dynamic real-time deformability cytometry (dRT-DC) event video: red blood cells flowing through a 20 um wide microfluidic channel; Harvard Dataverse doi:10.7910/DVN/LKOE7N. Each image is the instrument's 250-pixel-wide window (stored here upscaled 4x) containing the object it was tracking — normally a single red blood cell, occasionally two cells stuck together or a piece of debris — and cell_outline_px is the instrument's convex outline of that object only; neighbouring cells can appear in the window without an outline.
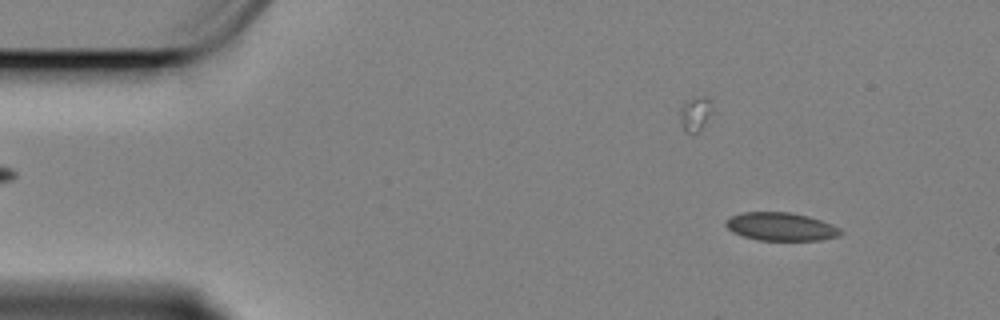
{"species": "Egyptian fruit bat (a non-hibernating species)", "species_latin": "Rousettus aegyptiacus", "temperature_condition": "cold", "stored_images_in_passage": 58, "camera_frame_rate_fps": 3000, "um_per_image_px": 0.085, "animal": {"sex": "female"}, "frame": {"image": 1, "passage_image": 5, "time_ms": 1.333, "image_size_px": [1000, 320], "cell_outline_px": [[840, 232], [836, 236], [820, 240], [760, 240], [744, 236], [732, 232], [724, 224], [732, 216], [744, 212], [788, 212], [808, 216], [832, 224], [840, 228]], "centroid_in_image_um": [66.36, 19.26], "position_along_channel_um": 18.6, "area_um2": 18.5}}
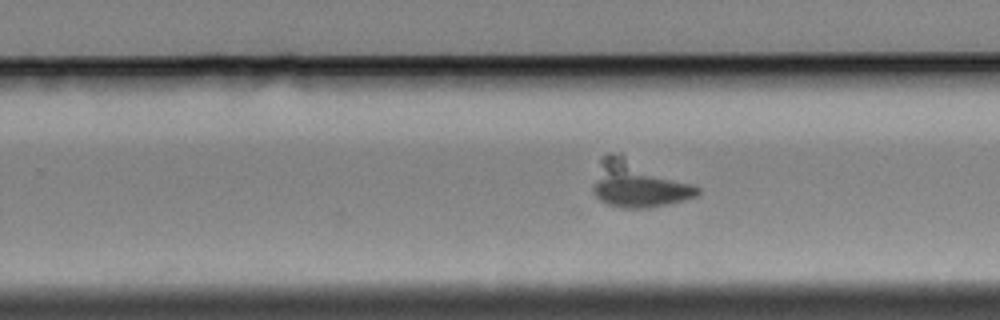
{"frame": {"image": 2, "passage_image": 35, "time_ms": 11.333, "image_size_px": [1000, 320], "cell_outline_px": [[700, 192], [696, 196], [684, 200], [668, 204], [648, 208], [624, 208], [608, 204], [600, 200], [596, 196], [592, 188], [600, 160], [608, 152], [620, 152], [692, 184], [700, 188]], "centroid_in_image_um": [54.21, 15.62], "position_along_channel_um": 275.6, "area_um2": 28.32}}
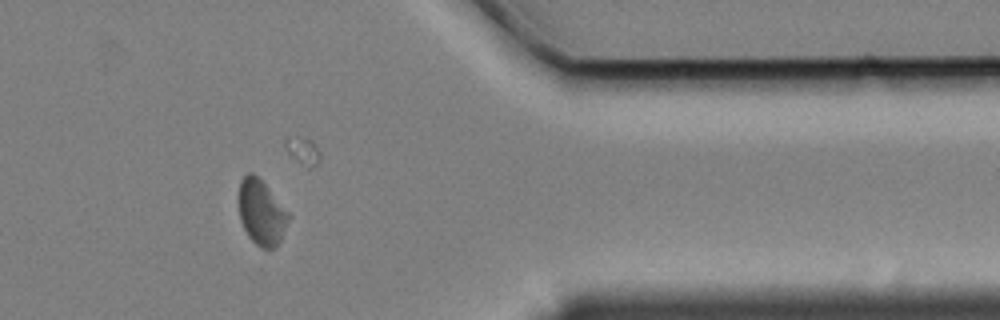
{"frame": {"image": 3, "passage_image": 47, "time_ms": 15.333, "image_size_px": [1000, 320], "cell_outline_px": [[292, 216], [276, 248], [260, 248], [248, 236], [240, 220], [240, 180], [248, 172], [252, 172], [268, 188]], "centroid_in_image_um": [22.25, 18.09], "position_along_channel_um": 389.1, "area_um2": 18.67}}